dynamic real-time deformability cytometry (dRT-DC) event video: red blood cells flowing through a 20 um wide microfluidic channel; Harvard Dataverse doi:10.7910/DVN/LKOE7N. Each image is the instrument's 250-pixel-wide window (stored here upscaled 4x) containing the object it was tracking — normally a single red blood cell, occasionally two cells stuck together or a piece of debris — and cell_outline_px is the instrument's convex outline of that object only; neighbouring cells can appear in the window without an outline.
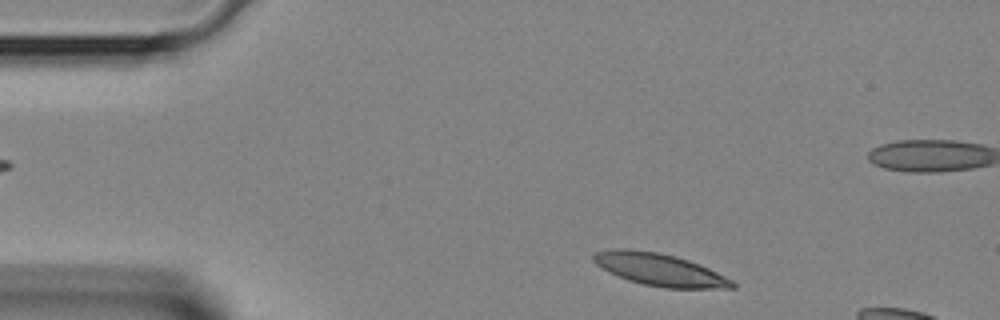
{"species": "Egyptian fruit bat (a non-hibernating species)", "species_latin": "Rousettus aegyptiacus", "temperature_condition": "room temperature", "stored_images_in_passage": 7, "camera_frame_rate_fps": 3000, "um_per_image_px": 0.085, "animal": {"sex": "female"}, "frame": {"image": 1, "passage_image": 1, "time_ms": 0.0, "image_size_px": [1000, 320], "cell_outline_px": [[736, 288], [664, 288], [644, 284], [628, 280], [608, 272], [596, 264], [592, 260], [592, 256], [596, 252], [612, 248], [628, 248], [660, 252], [676, 256], [688, 260], [708, 268], [732, 280], [736, 284]], "centroid_in_image_um": [56.03, 22.9], "position_along_channel_um": 29.0, "area_um2": 26.18}}